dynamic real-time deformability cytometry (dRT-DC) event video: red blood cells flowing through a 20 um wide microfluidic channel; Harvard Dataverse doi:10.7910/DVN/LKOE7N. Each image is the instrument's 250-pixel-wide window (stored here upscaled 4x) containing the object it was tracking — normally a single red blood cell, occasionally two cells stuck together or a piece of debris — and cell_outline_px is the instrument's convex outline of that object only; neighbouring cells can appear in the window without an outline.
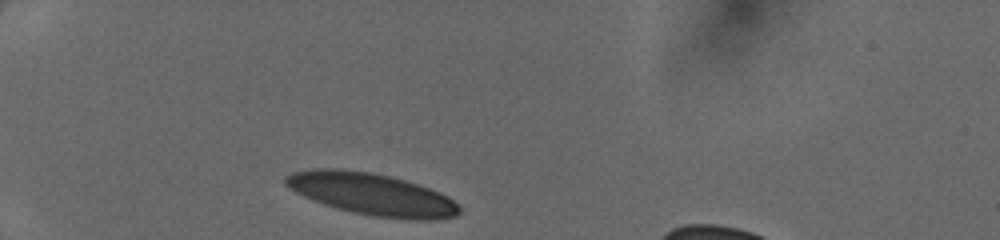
{"species": "human", "species_latin": "Homo sapiens", "temperature_condition": "cold", "stored_images_in_passage": 28, "camera_frame_rate_fps": 3000, "um_per_image_px": 0.085, "donor": {"sex": "female"}, "frame": {"image": 1, "passage_image": 1, "time_ms": 0.0, "image_size_px": [1000, 240], "cell_outline_px": [[460, 212], [456, 216], [436, 220], [408, 220], [372, 216], [352, 212], [336, 208], [312, 200], [288, 188], [284, 184], [284, 176], [292, 172], [316, 168], [340, 168], [372, 172], [404, 180], [440, 192], [448, 196], [460, 208]], "centroid_in_image_um": [31.58, 16.51], "position_along_channel_um": 53.4, "area_um2": 42.71}}
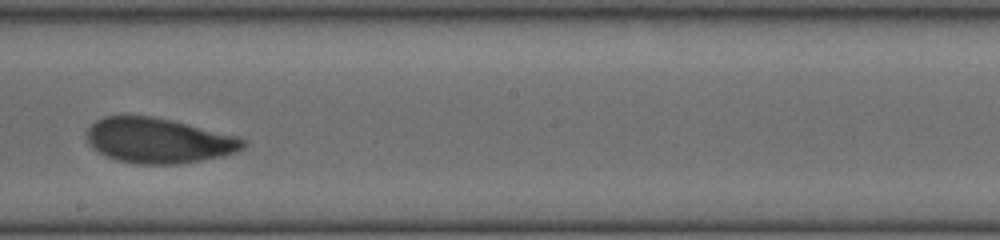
{"frame": {"image": 2, "passage_image": 16, "time_ms": 5.0, "image_size_px": [1000, 240], "cell_outline_px": [[248, 144], [244, 148], [236, 152], [224, 156], [180, 164], [136, 164], [116, 160], [96, 152], [88, 144], [84, 136], [88, 128], [96, 120], [104, 116], [152, 116], [172, 120], [240, 136], [248, 140]], "centroid_in_image_um": [13.49, 11.95], "position_along_channel_um": 234.7, "area_um2": 41.85}}
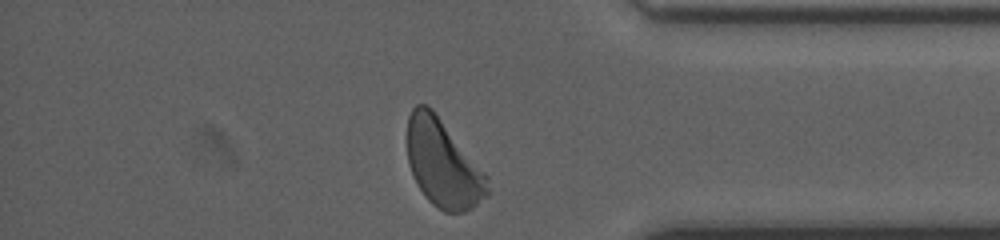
{"frame": {"image": 3, "passage_image": 28, "time_ms": 9.0, "image_size_px": [1000, 240], "cell_outline_px": [[488, 196], [472, 208], [464, 212], [444, 212], [432, 204], [424, 196], [416, 184], [408, 164], [408, 116], [412, 108], [416, 104], [428, 104], [432, 108], [488, 176]], "centroid_in_image_um": [37.65, 13.92], "position_along_channel_um": 397.6, "area_um2": 40.92}}